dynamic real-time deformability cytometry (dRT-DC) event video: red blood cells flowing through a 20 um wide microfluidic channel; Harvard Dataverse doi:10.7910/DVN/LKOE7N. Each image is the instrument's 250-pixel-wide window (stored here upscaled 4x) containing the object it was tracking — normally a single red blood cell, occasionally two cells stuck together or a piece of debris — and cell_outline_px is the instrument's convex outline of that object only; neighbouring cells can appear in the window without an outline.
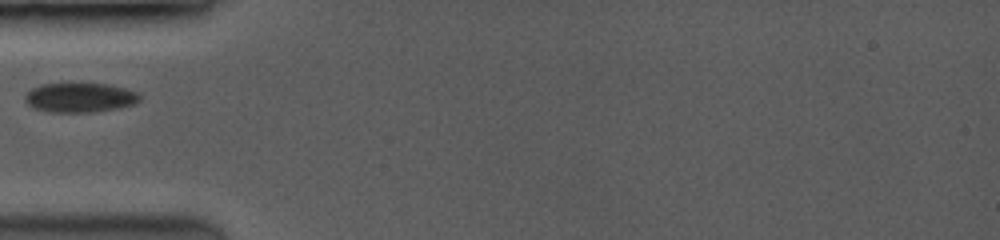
{"species": "common noctule bat (a hibernating species)", "species_latin": "Nyctalus noctula", "temperature_condition": "room temperature", "stored_images_in_passage": 35, "camera_frame_rate_fps": 3500, "um_per_image_px": 0.085, "animal": {"sex": "female", "body_mass_g": 19.0, "forearm_length_mm": 53.3}, "frame": {"image": 1, "passage_image": 1, "time_ms": 0.0, "image_size_px": [1000, 240], "cell_outline_px": [[140, 100], [132, 104], [112, 108], [88, 112], [52, 112], [32, 108], [28, 104], [24, 96], [32, 88], [40, 84], [108, 84], [124, 88], [136, 92], [140, 96]], "centroid_in_image_um": [6.74, 8.29], "position_along_channel_um": 78.3, "area_um2": 19.25}}